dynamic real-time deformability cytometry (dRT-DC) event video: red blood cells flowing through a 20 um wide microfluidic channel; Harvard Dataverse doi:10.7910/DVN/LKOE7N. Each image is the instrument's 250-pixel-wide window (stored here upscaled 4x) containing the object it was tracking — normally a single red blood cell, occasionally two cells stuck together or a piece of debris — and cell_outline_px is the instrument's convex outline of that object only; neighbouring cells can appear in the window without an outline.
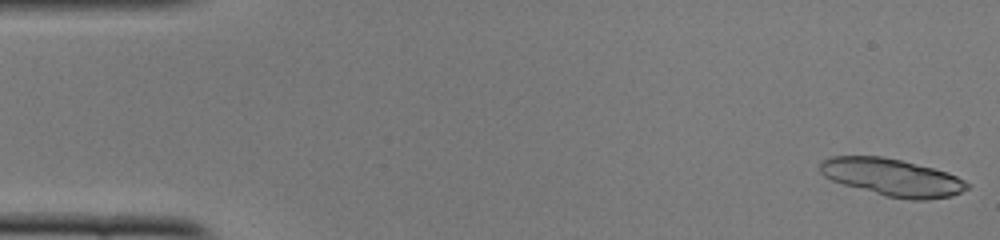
{"species": "common noctule bat (a hibernating species)", "species_latin": "Nyctalus noctula", "temperature_condition": "cold", "stored_images_in_passage": 25, "camera_frame_rate_fps": 3000, "um_per_image_px": 0.085, "animal": {"sex": "female", "body_mass_g": 22.0, "forearm_length_mm": 56.7}, "frame": {"image": 1, "passage_image": 1, "time_ms": 0.0, "image_size_px": [1000, 240], "cell_outline_px": [[972, 184], [968, 188], [952, 196], [928, 200], [908, 200], [884, 196], [844, 184], [832, 180], [824, 176], [820, 172], [820, 160], [832, 156], [880, 156], [900, 160], [948, 172]], "centroid_in_image_um": [75.85, 15.08], "position_along_channel_um": 9.2, "area_um2": 32.08}}
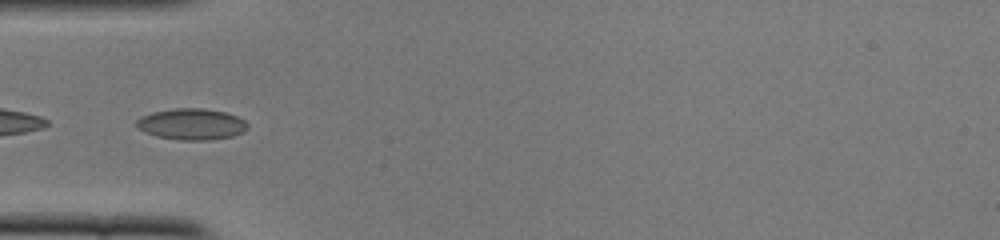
{"frame": {"image": 2, "passage_image": 16, "time_ms": 5.0, "image_size_px": [1000, 240], "cell_outline_px": [[248, 128], [244, 132], [232, 136], [208, 140], [180, 140], [156, 136], [144, 132], [136, 128], [136, 120], [140, 116], [152, 112], [172, 108], [204, 108], [224, 112], [236, 116], [244, 120], [248, 124]], "centroid_in_image_um": [16.25, 10.55], "position_along_channel_um": 68.7, "area_um2": 20.4}}
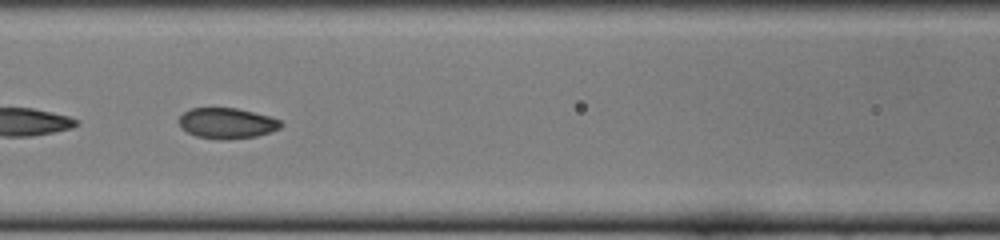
{"frame": {"image": 3, "passage_image": 22, "time_ms": 7.0, "image_size_px": [1000, 240], "cell_outline_px": [[284, 124], [280, 128], [256, 136], [224, 140], [196, 136], [180, 128], [176, 120], [184, 112], [192, 108], [236, 108], [268, 116], [280, 120]], "centroid_in_image_um": [19.24, 10.47], "position_along_channel_um": 147.4, "area_um2": 18.15}}